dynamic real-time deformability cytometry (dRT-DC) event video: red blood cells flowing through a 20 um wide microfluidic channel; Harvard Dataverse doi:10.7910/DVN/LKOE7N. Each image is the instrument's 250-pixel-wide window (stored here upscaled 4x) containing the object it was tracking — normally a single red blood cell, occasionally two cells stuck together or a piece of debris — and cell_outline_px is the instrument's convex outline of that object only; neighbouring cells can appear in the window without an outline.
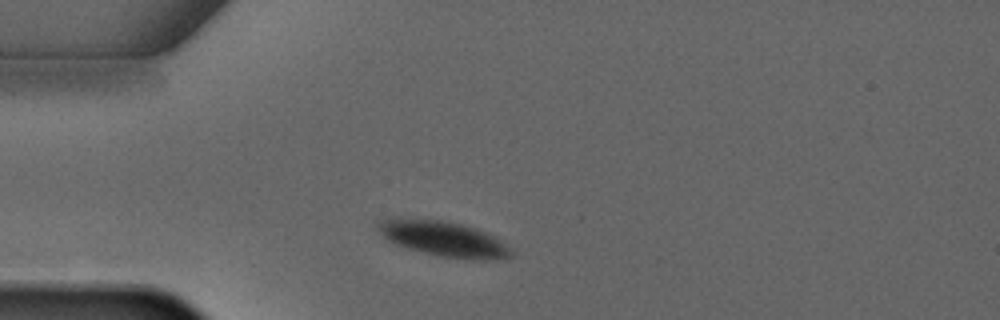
{"species": "common noctule bat (a hibernating species)", "species_latin": "Nyctalus noctula", "temperature_condition": "warm", "stored_images_in_passage": 1, "camera_frame_rate_fps": 3000, "um_per_image_px": 0.085, "animal": {"sex": "male", "forearm_length_mm": 52.5}, "frame": {"image": 1, "passage_image": 1, "time_ms": 0.0, "image_size_px": [1000, 320], "cell_outline_px": [[512, 256], [496, 260], [472, 260], [440, 256], [408, 248], [396, 244], [380, 236], [376, 228], [376, 224], [380, 220], [440, 220], [460, 224], [484, 232], [500, 240], [512, 252]], "centroid_in_image_um": [37.7, 20.34], "position_along_channel_um": 47.3, "area_um2": 26.59}}